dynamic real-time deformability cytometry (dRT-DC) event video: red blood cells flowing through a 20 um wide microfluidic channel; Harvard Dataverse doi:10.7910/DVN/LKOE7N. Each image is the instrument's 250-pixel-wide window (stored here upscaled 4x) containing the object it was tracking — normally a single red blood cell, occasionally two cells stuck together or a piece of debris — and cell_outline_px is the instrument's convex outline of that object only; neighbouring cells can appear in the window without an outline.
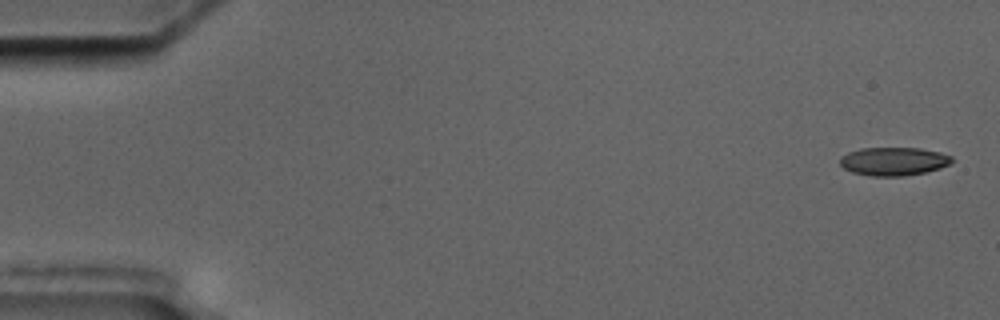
{"species": "common noctule bat (a hibernating species)", "species_latin": "Nyctalus noctula", "temperature_condition": "cold", "stored_images_in_passage": 5, "camera_frame_rate_fps": 3000, "um_per_image_px": 0.085, "animal": {"sex": "male", "body_mass_g": 17.5, "forearm_length_mm": 52.3}, "frame": {"image": 1, "passage_image": 1, "time_ms": 0.0, "image_size_px": [1000, 320], "cell_outline_px": [[952, 164], [940, 168], [924, 172], [904, 176], [872, 176], [852, 172], [844, 168], [840, 164], [840, 156], [848, 152], [860, 148], [920, 148], [940, 152], [952, 156]], "centroid_in_image_um": [75.96, 13.71], "position_along_channel_um": 9.0, "area_um2": 18.55}}
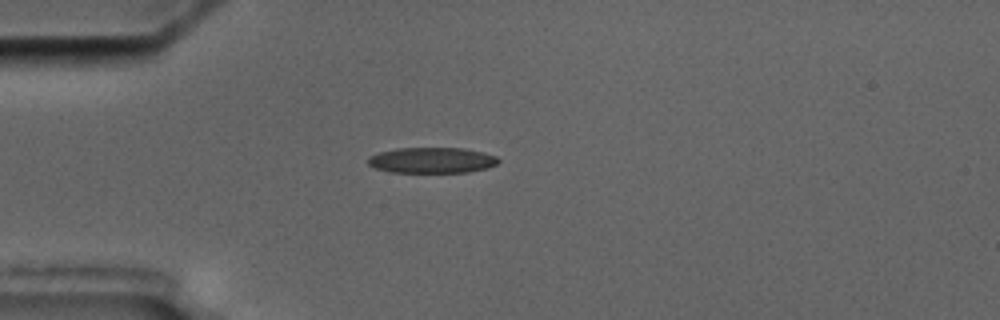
{"frame": {"image": 2, "passage_image": 5, "time_ms": 4.667, "image_size_px": [1000, 320], "cell_outline_px": [[500, 160], [496, 164], [488, 168], [468, 172], [392, 172], [376, 168], [368, 164], [368, 156], [380, 152], [396, 148], [464, 148], [484, 152], [496, 156]], "centroid_in_image_um": [36.73, 13.61], "position_along_channel_um": 48.3, "area_um2": 19.54}}